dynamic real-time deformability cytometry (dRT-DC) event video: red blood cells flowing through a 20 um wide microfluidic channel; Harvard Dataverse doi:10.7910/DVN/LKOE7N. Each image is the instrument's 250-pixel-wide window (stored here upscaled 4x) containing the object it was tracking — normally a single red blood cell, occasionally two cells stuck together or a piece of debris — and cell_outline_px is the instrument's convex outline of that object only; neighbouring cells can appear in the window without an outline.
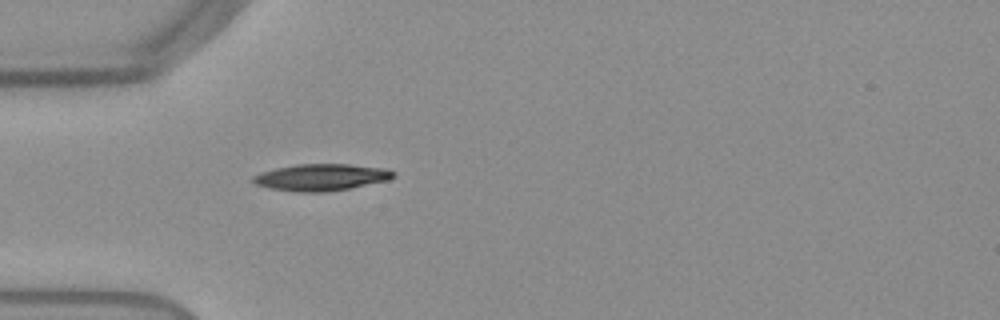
{"species": "Egyptian fruit bat (a non-hibernating species)", "species_latin": "Rousettus aegyptiacus", "temperature_condition": "warm", "stored_images_in_passage": 39, "camera_frame_rate_fps": 3000, "um_per_image_px": 0.085, "frame": {"image": 1, "passage_image": 2, "time_ms": 0.333, "image_size_px": [1000, 320], "cell_outline_px": [[396, 176], [388, 180], [352, 188], [328, 192], [296, 192], [268, 188], [256, 184], [252, 180], [252, 176], [260, 172], [276, 168], [296, 164], [348, 164], [384, 168], [396, 172]], "centroid_in_image_um": [27.3, 15.07], "position_along_channel_um": 57.7, "area_um2": 22.08}}
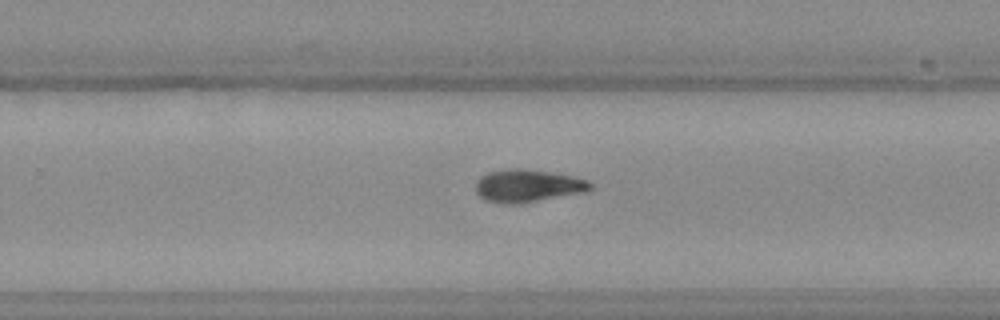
{"frame": {"image": 2, "passage_image": 20, "time_ms": 6.333, "image_size_px": [1000, 320], "cell_outline_px": [[592, 188], [584, 192], [516, 204], [500, 204], [484, 200], [476, 192], [476, 180], [480, 176], [488, 172], [508, 168], [516, 168], [572, 176], [588, 180], [592, 184]], "centroid_in_image_um": [44.79, 15.8], "position_along_channel_um": 285.0, "area_um2": 21.62}}
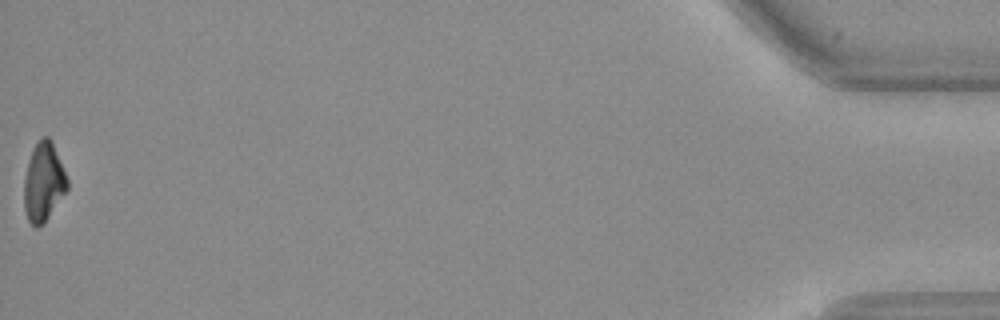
{"frame": {"image": 3, "passage_image": 39, "time_ms": 12.667, "image_size_px": [1000, 320], "cell_outline_px": [[68, 188], [44, 224], [36, 228], [28, 220], [24, 208], [24, 176], [32, 152], [36, 144], [44, 136], [48, 136], [52, 140], [68, 180]], "centroid_in_image_um": [3.7, 15.51], "position_along_channel_um": 431.5, "area_um2": 19.65}, "authors_computed_cell_mechanics": {"area_um2": 21.0392, "velocity_mm_per_s": 3.8597, "shape_relaxation_time_tau1_ms": 4.8972, "shape_relaxation_time_tau2_ms": null, "deformation_change_tau1": 0.1804, "deformation_change_tau2": null}}